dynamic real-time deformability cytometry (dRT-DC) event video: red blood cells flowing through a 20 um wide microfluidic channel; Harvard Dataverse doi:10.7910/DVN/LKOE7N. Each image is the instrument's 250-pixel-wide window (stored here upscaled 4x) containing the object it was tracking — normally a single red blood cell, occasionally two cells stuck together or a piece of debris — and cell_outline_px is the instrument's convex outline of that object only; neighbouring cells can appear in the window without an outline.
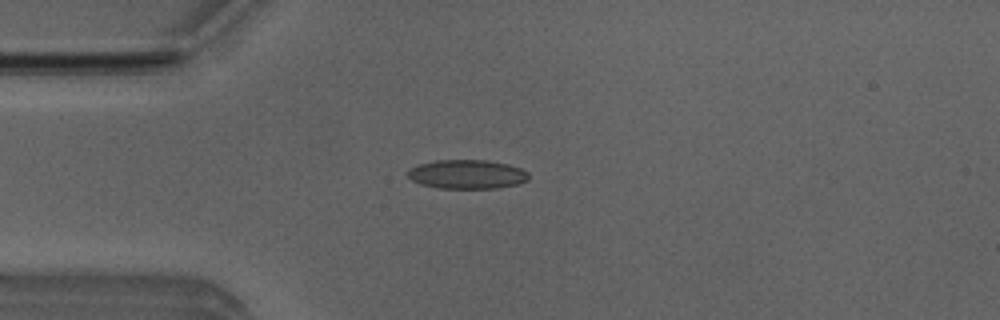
{"species": "Egyptian fruit bat (a non-hibernating species)", "species_latin": "Rousettus aegyptiacus", "temperature_condition": "room temperature", "stored_images_in_passage": 51, "camera_frame_rate_fps": 3000, "um_per_image_px": 0.085, "animal": {"sex": "male"}, "frame": {"image": 1, "passage_image": 12, "time_ms": 3.667, "image_size_px": [1000, 320], "cell_outline_px": [[528, 180], [516, 184], [496, 188], [440, 188], [420, 184], [412, 180], [408, 176], [408, 168], [416, 164], [436, 160], [488, 160], [508, 164], [520, 168], [528, 172]], "centroid_in_image_um": [39.67, 14.8], "position_along_channel_um": 45.3, "area_um2": 20.52}}
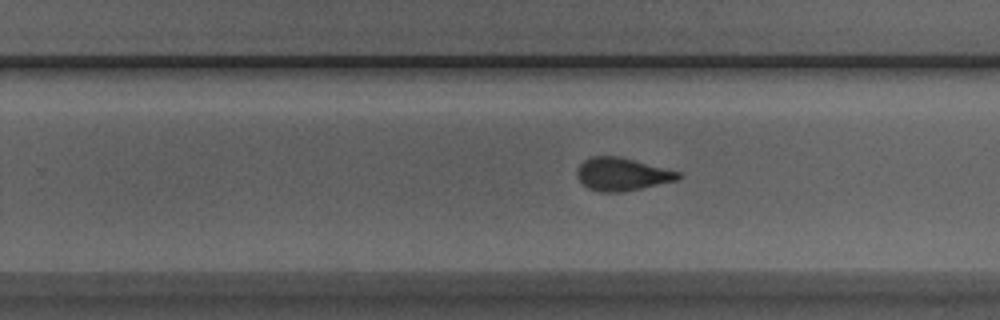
{"frame": {"image": 2, "passage_image": 31, "time_ms": 10.0, "image_size_px": [1000, 320], "cell_outline_px": [[680, 180], [624, 192], [600, 192], [588, 188], [576, 176], [576, 168], [584, 160], [592, 156], [616, 156], [680, 172]], "centroid_in_image_um": [52.85, 14.82], "position_along_channel_um": 276.9, "area_um2": 19.31}}
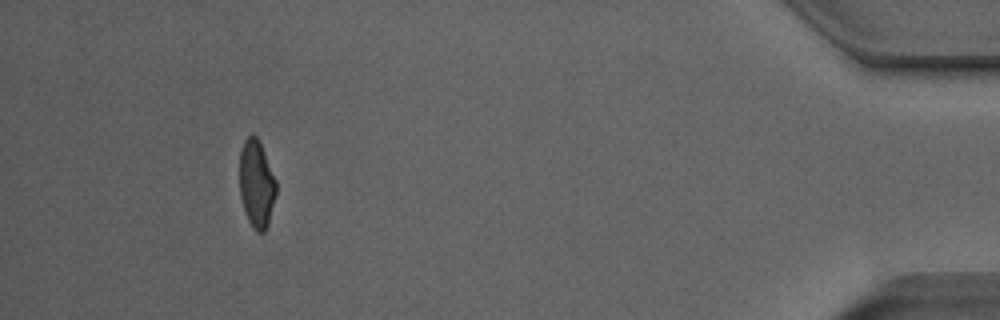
{"frame": {"image": 3, "passage_image": 47, "time_ms": 15.333, "image_size_px": [1000, 320], "cell_outline_px": [[276, 192], [268, 224], [264, 232], [256, 232], [252, 228], [244, 212], [240, 196], [240, 152], [244, 140], [252, 132], [260, 140], [276, 180]], "centroid_in_image_um": [21.8, 15.61], "position_along_channel_um": 413.4, "area_um2": 18.84}, "authors_computed_cell_mechanics": {"area_um2": 19.4786, "velocity_mm_per_s": 3.8905, "shape_relaxation_time_tau1_ms": 5.9921, "shape_relaxation_time_tau2_ms": 1.5462, "deformation_change_tau1": 0.1767, "deformation_change_tau2": 0.0697}}